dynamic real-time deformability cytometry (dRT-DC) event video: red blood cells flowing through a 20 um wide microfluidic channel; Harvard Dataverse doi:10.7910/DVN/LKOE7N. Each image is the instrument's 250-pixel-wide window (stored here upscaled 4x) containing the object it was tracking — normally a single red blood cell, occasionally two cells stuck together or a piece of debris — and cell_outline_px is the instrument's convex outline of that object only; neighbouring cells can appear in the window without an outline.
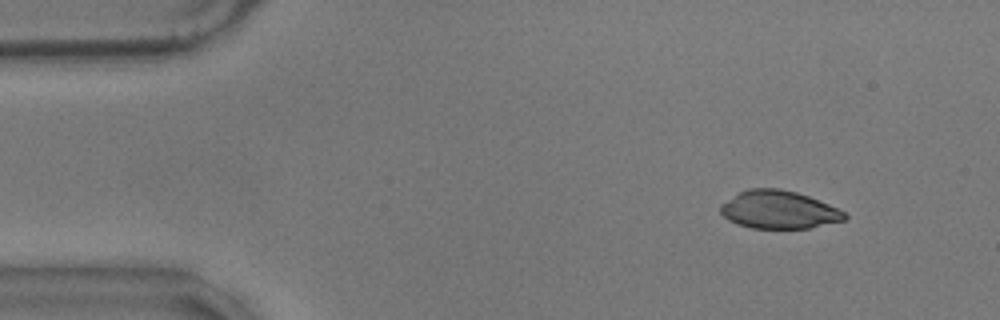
{"species": "common noctule bat (a hibernating species)", "species_latin": "Nyctalus noctula", "temperature_condition": "warm", "stored_images_in_passage": 57, "camera_frame_rate_fps": 3000, "um_per_image_px": 0.085, "animal": {"sex": "male", "body_mass_g": 17.9}, "frame": {"image": 1, "passage_image": 6, "time_ms": 1.667, "image_size_px": [1000, 320], "cell_outline_px": [[848, 216], [844, 220], [808, 228], [752, 228], [736, 224], [728, 220], [720, 212], [720, 204], [740, 192], [748, 188], [780, 188], [796, 192], [808, 196], [828, 204], [844, 212]], "centroid_in_image_um": [66.17, 17.82], "position_along_channel_um": 18.8, "area_um2": 27.28}}
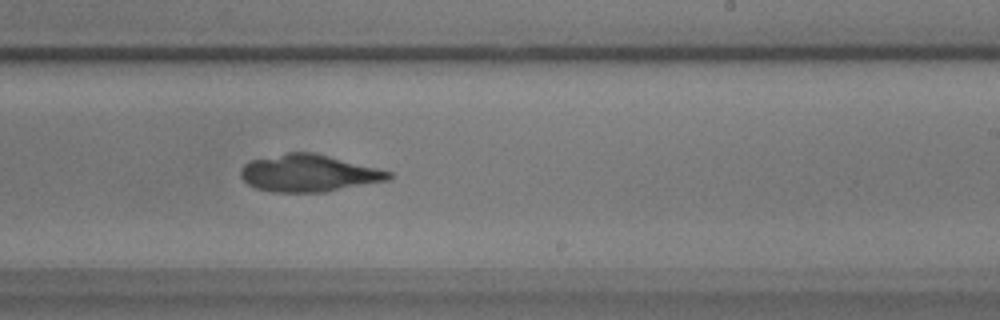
{"frame": {"image": 2, "passage_image": 34, "time_ms": 11.0, "image_size_px": [1000, 320], "cell_outline_px": [[392, 176], [388, 180], [324, 192], [272, 192], [256, 188], [248, 184], [240, 176], [240, 168], [248, 160], [288, 152], [312, 152], [392, 172]], "centroid_in_image_um": [26.17, 14.72], "position_along_channel_um": 262.8, "area_um2": 31.85}}
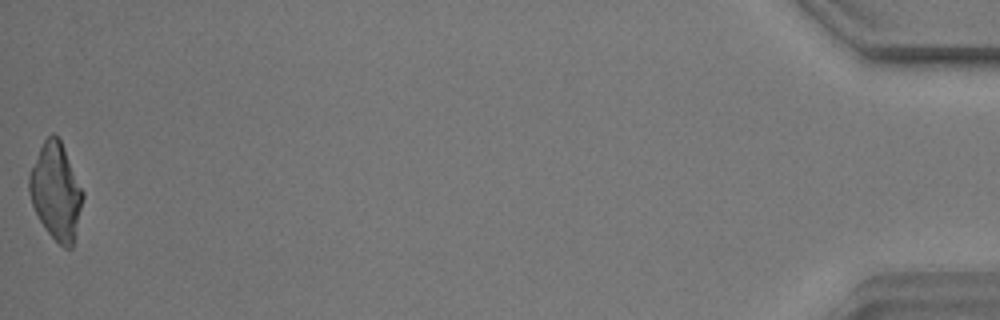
{"frame": {"image": 3, "passage_image": 57, "time_ms": 18.667, "image_size_px": [1000, 320], "cell_outline_px": [[84, 196], [72, 248], [64, 248], [48, 232], [40, 220], [32, 204], [28, 192], [28, 176], [40, 148], [44, 140], [52, 132], [60, 140], [64, 148], [84, 192]], "centroid_in_image_um": [4.76, 16.27], "position_along_channel_um": 430.4, "area_um2": 29.71}}